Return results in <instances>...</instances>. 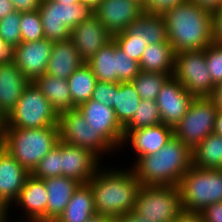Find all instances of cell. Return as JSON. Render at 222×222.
Instances as JSON below:
<instances>
[{
	"label": "cell",
	"instance_id": "obj_52",
	"mask_svg": "<svg viewBox=\"0 0 222 222\" xmlns=\"http://www.w3.org/2000/svg\"><path fill=\"white\" fill-rule=\"evenodd\" d=\"M80 1L90 6L94 10L102 0H80Z\"/></svg>",
	"mask_w": 222,
	"mask_h": 222
},
{
	"label": "cell",
	"instance_id": "obj_53",
	"mask_svg": "<svg viewBox=\"0 0 222 222\" xmlns=\"http://www.w3.org/2000/svg\"><path fill=\"white\" fill-rule=\"evenodd\" d=\"M9 214L8 213H6L5 215H4V217L2 218V222H11L10 220H9V217H11V216H8ZM13 222H15V220L13 221ZM17 222H43V221H40V220H20V221H17Z\"/></svg>",
	"mask_w": 222,
	"mask_h": 222
},
{
	"label": "cell",
	"instance_id": "obj_24",
	"mask_svg": "<svg viewBox=\"0 0 222 222\" xmlns=\"http://www.w3.org/2000/svg\"><path fill=\"white\" fill-rule=\"evenodd\" d=\"M84 63L71 38L54 42L45 74L67 80Z\"/></svg>",
	"mask_w": 222,
	"mask_h": 222
},
{
	"label": "cell",
	"instance_id": "obj_4",
	"mask_svg": "<svg viewBox=\"0 0 222 222\" xmlns=\"http://www.w3.org/2000/svg\"><path fill=\"white\" fill-rule=\"evenodd\" d=\"M2 148L30 174L60 140L59 127L1 128Z\"/></svg>",
	"mask_w": 222,
	"mask_h": 222
},
{
	"label": "cell",
	"instance_id": "obj_42",
	"mask_svg": "<svg viewBox=\"0 0 222 222\" xmlns=\"http://www.w3.org/2000/svg\"><path fill=\"white\" fill-rule=\"evenodd\" d=\"M213 42L222 44V6L212 12Z\"/></svg>",
	"mask_w": 222,
	"mask_h": 222
},
{
	"label": "cell",
	"instance_id": "obj_6",
	"mask_svg": "<svg viewBox=\"0 0 222 222\" xmlns=\"http://www.w3.org/2000/svg\"><path fill=\"white\" fill-rule=\"evenodd\" d=\"M59 114L34 82L23 91L18 103L5 117L1 128L35 129L58 126Z\"/></svg>",
	"mask_w": 222,
	"mask_h": 222
},
{
	"label": "cell",
	"instance_id": "obj_1",
	"mask_svg": "<svg viewBox=\"0 0 222 222\" xmlns=\"http://www.w3.org/2000/svg\"><path fill=\"white\" fill-rule=\"evenodd\" d=\"M174 53L206 49L213 42L212 11L186 0L162 14Z\"/></svg>",
	"mask_w": 222,
	"mask_h": 222
},
{
	"label": "cell",
	"instance_id": "obj_39",
	"mask_svg": "<svg viewBox=\"0 0 222 222\" xmlns=\"http://www.w3.org/2000/svg\"><path fill=\"white\" fill-rule=\"evenodd\" d=\"M117 46L125 52L126 55L130 56L131 59L140 62L141 56L147 44L140 39H114Z\"/></svg>",
	"mask_w": 222,
	"mask_h": 222
},
{
	"label": "cell",
	"instance_id": "obj_41",
	"mask_svg": "<svg viewBox=\"0 0 222 222\" xmlns=\"http://www.w3.org/2000/svg\"><path fill=\"white\" fill-rule=\"evenodd\" d=\"M204 222H222V202L213 203L200 212Z\"/></svg>",
	"mask_w": 222,
	"mask_h": 222
},
{
	"label": "cell",
	"instance_id": "obj_47",
	"mask_svg": "<svg viewBox=\"0 0 222 222\" xmlns=\"http://www.w3.org/2000/svg\"><path fill=\"white\" fill-rule=\"evenodd\" d=\"M14 11V5L10 0H0V20Z\"/></svg>",
	"mask_w": 222,
	"mask_h": 222
},
{
	"label": "cell",
	"instance_id": "obj_21",
	"mask_svg": "<svg viewBox=\"0 0 222 222\" xmlns=\"http://www.w3.org/2000/svg\"><path fill=\"white\" fill-rule=\"evenodd\" d=\"M113 39H140L145 44L169 43L164 18L161 14L144 11L125 31L113 35Z\"/></svg>",
	"mask_w": 222,
	"mask_h": 222
},
{
	"label": "cell",
	"instance_id": "obj_12",
	"mask_svg": "<svg viewBox=\"0 0 222 222\" xmlns=\"http://www.w3.org/2000/svg\"><path fill=\"white\" fill-rule=\"evenodd\" d=\"M172 76L194 97H211L214 92L215 85L206 65L205 49L175 54Z\"/></svg>",
	"mask_w": 222,
	"mask_h": 222
},
{
	"label": "cell",
	"instance_id": "obj_43",
	"mask_svg": "<svg viewBox=\"0 0 222 222\" xmlns=\"http://www.w3.org/2000/svg\"><path fill=\"white\" fill-rule=\"evenodd\" d=\"M15 11L18 12H32L39 10L43 0H10Z\"/></svg>",
	"mask_w": 222,
	"mask_h": 222
},
{
	"label": "cell",
	"instance_id": "obj_11",
	"mask_svg": "<svg viewBox=\"0 0 222 222\" xmlns=\"http://www.w3.org/2000/svg\"><path fill=\"white\" fill-rule=\"evenodd\" d=\"M58 127L60 140L66 144L88 149L99 158H103V154L116 152V149L100 133H96L87 124L77 108L60 113Z\"/></svg>",
	"mask_w": 222,
	"mask_h": 222
},
{
	"label": "cell",
	"instance_id": "obj_50",
	"mask_svg": "<svg viewBox=\"0 0 222 222\" xmlns=\"http://www.w3.org/2000/svg\"><path fill=\"white\" fill-rule=\"evenodd\" d=\"M88 222H116V217L95 213Z\"/></svg>",
	"mask_w": 222,
	"mask_h": 222
},
{
	"label": "cell",
	"instance_id": "obj_38",
	"mask_svg": "<svg viewBox=\"0 0 222 222\" xmlns=\"http://www.w3.org/2000/svg\"><path fill=\"white\" fill-rule=\"evenodd\" d=\"M114 92H117V83L97 81L91 99L101 102L105 106H114Z\"/></svg>",
	"mask_w": 222,
	"mask_h": 222
},
{
	"label": "cell",
	"instance_id": "obj_17",
	"mask_svg": "<svg viewBox=\"0 0 222 222\" xmlns=\"http://www.w3.org/2000/svg\"><path fill=\"white\" fill-rule=\"evenodd\" d=\"M101 161L88 149L61 141V176L70 177L81 184H86L102 167Z\"/></svg>",
	"mask_w": 222,
	"mask_h": 222
},
{
	"label": "cell",
	"instance_id": "obj_7",
	"mask_svg": "<svg viewBox=\"0 0 222 222\" xmlns=\"http://www.w3.org/2000/svg\"><path fill=\"white\" fill-rule=\"evenodd\" d=\"M44 38L58 42L71 38V31L81 22L90 19L94 10L82 3H60L43 0L39 8Z\"/></svg>",
	"mask_w": 222,
	"mask_h": 222
},
{
	"label": "cell",
	"instance_id": "obj_48",
	"mask_svg": "<svg viewBox=\"0 0 222 222\" xmlns=\"http://www.w3.org/2000/svg\"><path fill=\"white\" fill-rule=\"evenodd\" d=\"M12 50L0 39V64L11 60Z\"/></svg>",
	"mask_w": 222,
	"mask_h": 222
},
{
	"label": "cell",
	"instance_id": "obj_46",
	"mask_svg": "<svg viewBox=\"0 0 222 222\" xmlns=\"http://www.w3.org/2000/svg\"><path fill=\"white\" fill-rule=\"evenodd\" d=\"M116 222H150V221L145 220L143 217H140L138 214L131 211L121 215L120 217H116Z\"/></svg>",
	"mask_w": 222,
	"mask_h": 222
},
{
	"label": "cell",
	"instance_id": "obj_49",
	"mask_svg": "<svg viewBox=\"0 0 222 222\" xmlns=\"http://www.w3.org/2000/svg\"><path fill=\"white\" fill-rule=\"evenodd\" d=\"M211 98L213 99L217 108L222 110V83L215 86Z\"/></svg>",
	"mask_w": 222,
	"mask_h": 222
},
{
	"label": "cell",
	"instance_id": "obj_3",
	"mask_svg": "<svg viewBox=\"0 0 222 222\" xmlns=\"http://www.w3.org/2000/svg\"><path fill=\"white\" fill-rule=\"evenodd\" d=\"M134 163L131 169L143 186H178L193 166L192 149L173 136L159 151Z\"/></svg>",
	"mask_w": 222,
	"mask_h": 222
},
{
	"label": "cell",
	"instance_id": "obj_54",
	"mask_svg": "<svg viewBox=\"0 0 222 222\" xmlns=\"http://www.w3.org/2000/svg\"><path fill=\"white\" fill-rule=\"evenodd\" d=\"M54 1L65 4V3H77L80 0H54Z\"/></svg>",
	"mask_w": 222,
	"mask_h": 222
},
{
	"label": "cell",
	"instance_id": "obj_8",
	"mask_svg": "<svg viewBox=\"0 0 222 222\" xmlns=\"http://www.w3.org/2000/svg\"><path fill=\"white\" fill-rule=\"evenodd\" d=\"M133 212L150 222H172L183 212L178 186H143Z\"/></svg>",
	"mask_w": 222,
	"mask_h": 222
},
{
	"label": "cell",
	"instance_id": "obj_36",
	"mask_svg": "<svg viewBox=\"0 0 222 222\" xmlns=\"http://www.w3.org/2000/svg\"><path fill=\"white\" fill-rule=\"evenodd\" d=\"M21 42H35L44 38L39 10L21 13Z\"/></svg>",
	"mask_w": 222,
	"mask_h": 222
},
{
	"label": "cell",
	"instance_id": "obj_14",
	"mask_svg": "<svg viewBox=\"0 0 222 222\" xmlns=\"http://www.w3.org/2000/svg\"><path fill=\"white\" fill-rule=\"evenodd\" d=\"M53 43L45 38L21 42L12 49L11 60L30 82H34L46 72Z\"/></svg>",
	"mask_w": 222,
	"mask_h": 222
},
{
	"label": "cell",
	"instance_id": "obj_5",
	"mask_svg": "<svg viewBox=\"0 0 222 222\" xmlns=\"http://www.w3.org/2000/svg\"><path fill=\"white\" fill-rule=\"evenodd\" d=\"M178 187L183 211L200 213L207 206L222 202V169L192 166Z\"/></svg>",
	"mask_w": 222,
	"mask_h": 222
},
{
	"label": "cell",
	"instance_id": "obj_31",
	"mask_svg": "<svg viewBox=\"0 0 222 222\" xmlns=\"http://www.w3.org/2000/svg\"><path fill=\"white\" fill-rule=\"evenodd\" d=\"M97 81L87 63H84L68 77L67 82L74 108L91 99Z\"/></svg>",
	"mask_w": 222,
	"mask_h": 222
},
{
	"label": "cell",
	"instance_id": "obj_22",
	"mask_svg": "<svg viewBox=\"0 0 222 222\" xmlns=\"http://www.w3.org/2000/svg\"><path fill=\"white\" fill-rule=\"evenodd\" d=\"M48 193L43 179L30 174L21 190L18 199L14 202L25 213L23 220H40L47 222Z\"/></svg>",
	"mask_w": 222,
	"mask_h": 222
},
{
	"label": "cell",
	"instance_id": "obj_18",
	"mask_svg": "<svg viewBox=\"0 0 222 222\" xmlns=\"http://www.w3.org/2000/svg\"><path fill=\"white\" fill-rule=\"evenodd\" d=\"M30 173L5 149L0 148V205L9 213Z\"/></svg>",
	"mask_w": 222,
	"mask_h": 222
},
{
	"label": "cell",
	"instance_id": "obj_44",
	"mask_svg": "<svg viewBox=\"0 0 222 222\" xmlns=\"http://www.w3.org/2000/svg\"><path fill=\"white\" fill-rule=\"evenodd\" d=\"M172 222H204L200 213L183 211L175 221Z\"/></svg>",
	"mask_w": 222,
	"mask_h": 222
},
{
	"label": "cell",
	"instance_id": "obj_27",
	"mask_svg": "<svg viewBox=\"0 0 222 222\" xmlns=\"http://www.w3.org/2000/svg\"><path fill=\"white\" fill-rule=\"evenodd\" d=\"M34 83L58 114L75 109L67 80L44 74Z\"/></svg>",
	"mask_w": 222,
	"mask_h": 222
},
{
	"label": "cell",
	"instance_id": "obj_51",
	"mask_svg": "<svg viewBox=\"0 0 222 222\" xmlns=\"http://www.w3.org/2000/svg\"><path fill=\"white\" fill-rule=\"evenodd\" d=\"M213 133L222 136V110L218 109Z\"/></svg>",
	"mask_w": 222,
	"mask_h": 222
},
{
	"label": "cell",
	"instance_id": "obj_9",
	"mask_svg": "<svg viewBox=\"0 0 222 222\" xmlns=\"http://www.w3.org/2000/svg\"><path fill=\"white\" fill-rule=\"evenodd\" d=\"M218 108L211 97H195L174 127V136L192 150L213 133Z\"/></svg>",
	"mask_w": 222,
	"mask_h": 222
},
{
	"label": "cell",
	"instance_id": "obj_45",
	"mask_svg": "<svg viewBox=\"0 0 222 222\" xmlns=\"http://www.w3.org/2000/svg\"><path fill=\"white\" fill-rule=\"evenodd\" d=\"M197 3L199 6L208 9L209 11H215L222 6V0H191Z\"/></svg>",
	"mask_w": 222,
	"mask_h": 222
},
{
	"label": "cell",
	"instance_id": "obj_34",
	"mask_svg": "<svg viewBox=\"0 0 222 222\" xmlns=\"http://www.w3.org/2000/svg\"><path fill=\"white\" fill-rule=\"evenodd\" d=\"M39 179L61 176V140L57 145L38 163L31 173Z\"/></svg>",
	"mask_w": 222,
	"mask_h": 222
},
{
	"label": "cell",
	"instance_id": "obj_37",
	"mask_svg": "<svg viewBox=\"0 0 222 222\" xmlns=\"http://www.w3.org/2000/svg\"><path fill=\"white\" fill-rule=\"evenodd\" d=\"M205 59L212 83L216 86L222 83V44L212 42L205 49Z\"/></svg>",
	"mask_w": 222,
	"mask_h": 222
},
{
	"label": "cell",
	"instance_id": "obj_23",
	"mask_svg": "<svg viewBox=\"0 0 222 222\" xmlns=\"http://www.w3.org/2000/svg\"><path fill=\"white\" fill-rule=\"evenodd\" d=\"M30 81L12 60L0 64V113L6 117Z\"/></svg>",
	"mask_w": 222,
	"mask_h": 222
},
{
	"label": "cell",
	"instance_id": "obj_56",
	"mask_svg": "<svg viewBox=\"0 0 222 222\" xmlns=\"http://www.w3.org/2000/svg\"><path fill=\"white\" fill-rule=\"evenodd\" d=\"M4 119L5 117L0 113V127L3 125Z\"/></svg>",
	"mask_w": 222,
	"mask_h": 222
},
{
	"label": "cell",
	"instance_id": "obj_35",
	"mask_svg": "<svg viewBox=\"0 0 222 222\" xmlns=\"http://www.w3.org/2000/svg\"><path fill=\"white\" fill-rule=\"evenodd\" d=\"M21 12L14 11L0 20V39L12 50L21 43Z\"/></svg>",
	"mask_w": 222,
	"mask_h": 222
},
{
	"label": "cell",
	"instance_id": "obj_25",
	"mask_svg": "<svg viewBox=\"0 0 222 222\" xmlns=\"http://www.w3.org/2000/svg\"><path fill=\"white\" fill-rule=\"evenodd\" d=\"M44 183L48 193L47 222H55L81 183L65 176L46 178Z\"/></svg>",
	"mask_w": 222,
	"mask_h": 222
},
{
	"label": "cell",
	"instance_id": "obj_30",
	"mask_svg": "<svg viewBox=\"0 0 222 222\" xmlns=\"http://www.w3.org/2000/svg\"><path fill=\"white\" fill-rule=\"evenodd\" d=\"M141 100L132 82H117L112 108L123 127L133 118Z\"/></svg>",
	"mask_w": 222,
	"mask_h": 222
},
{
	"label": "cell",
	"instance_id": "obj_16",
	"mask_svg": "<svg viewBox=\"0 0 222 222\" xmlns=\"http://www.w3.org/2000/svg\"><path fill=\"white\" fill-rule=\"evenodd\" d=\"M144 12L135 0H102L94 9V16L112 34L123 32Z\"/></svg>",
	"mask_w": 222,
	"mask_h": 222
},
{
	"label": "cell",
	"instance_id": "obj_15",
	"mask_svg": "<svg viewBox=\"0 0 222 222\" xmlns=\"http://www.w3.org/2000/svg\"><path fill=\"white\" fill-rule=\"evenodd\" d=\"M77 109L96 133H100L116 150H121L124 129L112 107L90 99Z\"/></svg>",
	"mask_w": 222,
	"mask_h": 222
},
{
	"label": "cell",
	"instance_id": "obj_20",
	"mask_svg": "<svg viewBox=\"0 0 222 222\" xmlns=\"http://www.w3.org/2000/svg\"><path fill=\"white\" fill-rule=\"evenodd\" d=\"M174 136V128L163 123L141 129L128 131L122 141L121 147L130 145L139 157L150 155L159 151ZM130 144H129V143Z\"/></svg>",
	"mask_w": 222,
	"mask_h": 222
},
{
	"label": "cell",
	"instance_id": "obj_26",
	"mask_svg": "<svg viewBox=\"0 0 222 222\" xmlns=\"http://www.w3.org/2000/svg\"><path fill=\"white\" fill-rule=\"evenodd\" d=\"M175 53L170 43L148 44L141 56V71L173 75Z\"/></svg>",
	"mask_w": 222,
	"mask_h": 222
},
{
	"label": "cell",
	"instance_id": "obj_2",
	"mask_svg": "<svg viewBox=\"0 0 222 222\" xmlns=\"http://www.w3.org/2000/svg\"><path fill=\"white\" fill-rule=\"evenodd\" d=\"M128 169L102 166L87 183L93 193L96 213L120 217L133 211L142 184L133 170Z\"/></svg>",
	"mask_w": 222,
	"mask_h": 222
},
{
	"label": "cell",
	"instance_id": "obj_33",
	"mask_svg": "<svg viewBox=\"0 0 222 222\" xmlns=\"http://www.w3.org/2000/svg\"><path fill=\"white\" fill-rule=\"evenodd\" d=\"M170 77L166 73H153L141 71L131 82L142 100L156 101L159 91L165 81Z\"/></svg>",
	"mask_w": 222,
	"mask_h": 222
},
{
	"label": "cell",
	"instance_id": "obj_29",
	"mask_svg": "<svg viewBox=\"0 0 222 222\" xmlns=\"http://www.w3.org/2000/svg\"><path fill=\"white\" fill-rule=\"evenodd\" d=\"M193 166L205 169H222V136L212 133L193 150Z\"/></svg>",
	"mask_w": 222,
	"mask_h": 222
},
{
	"label": "cell",
	"instance_id": "obj_55",
	"mask_svg": "<svg viewBox=\"0 0 222 222\" xmlns=\"http://www.w3.org/2000/svg\"><path fill=\"white\" fill-rule=\"evenodd\" d=\"M7 213V211L0 205V222H2V218Z\"/></svg>",
	"mask_w": 222,
	"mask_h": 222
},
{
	"label": "cell",
	"instance_id": "obj_40",
	"mask_svg": "<svg viewBox=\"0 0 222 222\" xmlns=\"http://www.w3.org/2000/svg\"><path fill=\"white\" fill-rule=\"evenodd\" d=\"M185 1L186 0H146L143 8L146 12L162 14L164 11Z\"/></svg>",
	"mask_w": 222,
	"mask_h": 222
},
{
	"label": "cell",
	"instance_id": "obj_58",
	"mask_svg": "<svg viewBox=\"0 0 222 222\" xmlns=\"http://www.w3.org/2000/svg\"><path fill=\"white\" fill-rule=\"evenodd\" d=\"M137 2H139L140 4L144 5L146 0H135Z\"/></svg>",
	"mask_w": 222,
	"mask_h": 222
},
{
	"label": "cell",
	"instance_id": "obj_57",
	"mask_svg": "<svg viewBox=\"0 0 222 222\" xmlns=\"http://www.w3.org/2000/svg\"><path fill=\"white\" fill-rule=\"evenodd\" d=\"M2 147V130H1V127H0V148Z\"/></svg>",
	"mask_w": 222,
	"mask_h": 222
},
{
	"label": "cell",
	"instance_id": "obj_19",
	"mask_svg": "<svg viewBox=\"0 0 222 222\" xmlns=\"http://www.w3.org/2000/svg\"><path fill=\"white\" fill-rule=\"evenodd\" d=\"M71 39L79 51L81 59L87 63L110 40L113 35L93 15L90 19L78 24L71 31Z\"/></svg>",
	"mask_w": 222,
	"mask_h": 222
},
{
	"label": "cell",
	"instance_id": "obj_10",
	"mask_svg": "<svg viewBox=\"0 0 222 222\" xmlns=\"http://www.w3.org/2000/svg\"><path fill=\"white\" fill-rule=\"evenodd\" d=\"M87 64L101 82H131L140 73L139 62L130 58L110 40Z\"/></svg>",
	"mask_w": 222,
	"mask_h": 222
},
{
	"label": "cell",
	"instance_id": "obj_32",
	"mask_svg": "<svg viewBox=\"0 0 222 222\" xmlns=\"http://www.w3.org/2000/svg\"><path fill=\"white\" fill-rule=\"evenodd\" d=\"M159 108L154 100H141L133 118L123 127L124 135L131 130L161 124Z\"/></svg>",
	"mask_w": 222,
	"mask_h": 222
},
{
	"label": "cell",
	"instance_id": "obj_28",
	"mask_svg": "<svg viewBox=\"0 0 222 222\" xmlns=\"http://www.w3.org/2000/svg\"><path fill=\"white\" fill-rule=\"evenodd\" d=\"M93 193L90 186L80 184L74 191L64 212L55 222H88L95 214Z\"/></svg>",
	"mask_w": 222,
	"mask_h": 222
},
{
	"label": "cell",
	"instance_id": "obj_13",
	"mask_svg": "<svg viewBox=\"0 0 222 222\" xmlns=\"http://www.w3.org/2000/svg\"><path fill=\"white\" fill-rule=\"evenodd\" d=\"M194 98L177 79L170 76L156 99L162 123L174 128L186 115Z\"/></svg>",
	"mask_w": 222,
	"mask_h": 222
}]
</instances>
